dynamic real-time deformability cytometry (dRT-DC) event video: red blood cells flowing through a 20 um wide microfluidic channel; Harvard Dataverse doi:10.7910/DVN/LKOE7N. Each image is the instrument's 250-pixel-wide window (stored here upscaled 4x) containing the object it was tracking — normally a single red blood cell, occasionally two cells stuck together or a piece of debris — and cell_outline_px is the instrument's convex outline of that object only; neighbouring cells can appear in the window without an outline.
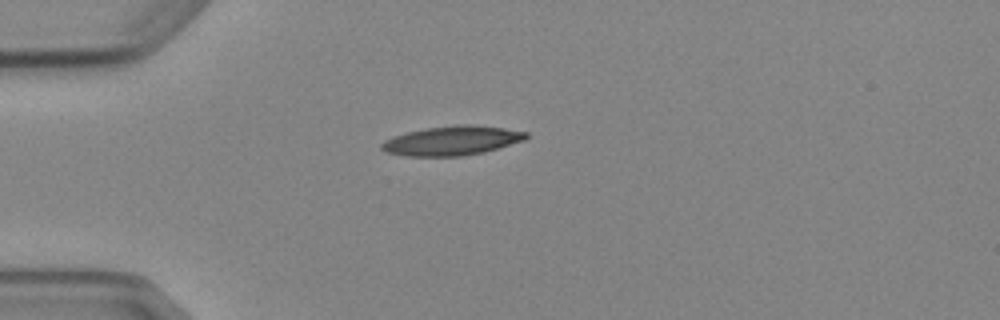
{"species": "Egyptian fruit bat (a non-hibernating species)", "species_latin": "Rousettus aegyptiacus", "temperature_condition": "cold", "stored_images_in_passage": 3, "camera_frame_rate_fps": 3000, "um_per_image_px": 0.085, "animal": {"sex": "female"}, "frame": {"image": 1, "passage_image": 1, "time_ms": 0.0, "image_size_px": [1000, 320], "cell_outline_px": [[528, 136], [524, 140], [484, 152], [460, 156], [404, 156], [388, 152], [380, 148], [380, 144], [384, 140], [392, 136], [424, 128], [460, 124], [472, 124], [504, 128], [528, 132]], "centroid_in_image_um": [38.4, 11.95], "position_along_channel_um": 46.6, "area_um2": 24.68}}
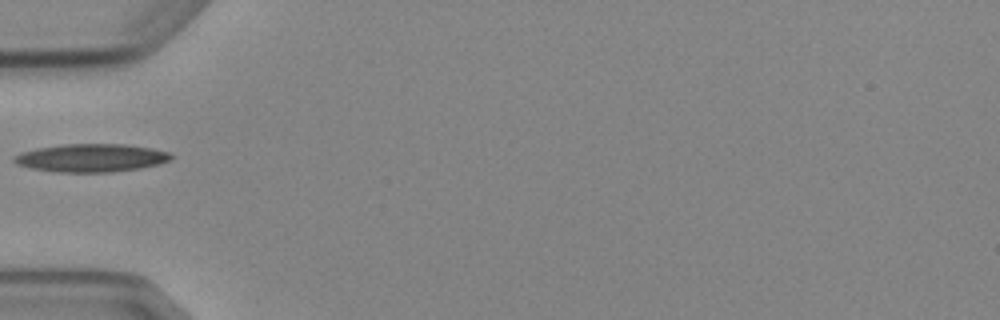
{"frame": {"image": 2, "passage_image": 2, "time_ms": 1.333, "image_size_px": [1000, 320], "cell_outline_px": [[172, 160], [160, 164], [140, 168], [112, 172], [56, 172], [28, 168], [16, 164], [12, 160], [12, 156], [20, 152], [36, 148], [64, 144], [124, 144], [152, 148], [168, 152], [172, 156]], "centroid_in_image_um": [7.71, 13.42], "position_along_channel_um": 77.3, "area_um2": 25.95}}
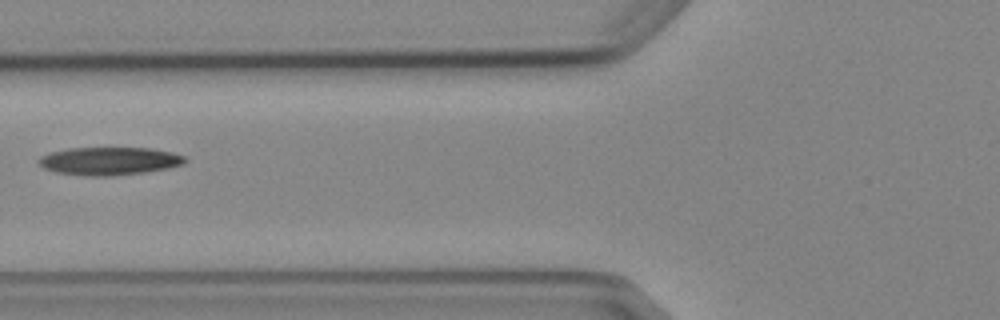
{"frame": {"image": 3, "passage_image": 3, "time_ms": 2.333, "image_size_px": [1000, 320], "cell_outline_px": [[188, 160], [184, 164], [168, 168], [144, 172], [112, 176], [88, 176], [56, 172], [44, 168], [36, 164], [36, 160], [40, 156], [52, 152], [68, 148], [148, 148], [172, 152], [184, 156]], "centroid_in_image_um": [9.27, 13.69], "position_along_channel_um": 116.5, "area_um2": 23.93}}